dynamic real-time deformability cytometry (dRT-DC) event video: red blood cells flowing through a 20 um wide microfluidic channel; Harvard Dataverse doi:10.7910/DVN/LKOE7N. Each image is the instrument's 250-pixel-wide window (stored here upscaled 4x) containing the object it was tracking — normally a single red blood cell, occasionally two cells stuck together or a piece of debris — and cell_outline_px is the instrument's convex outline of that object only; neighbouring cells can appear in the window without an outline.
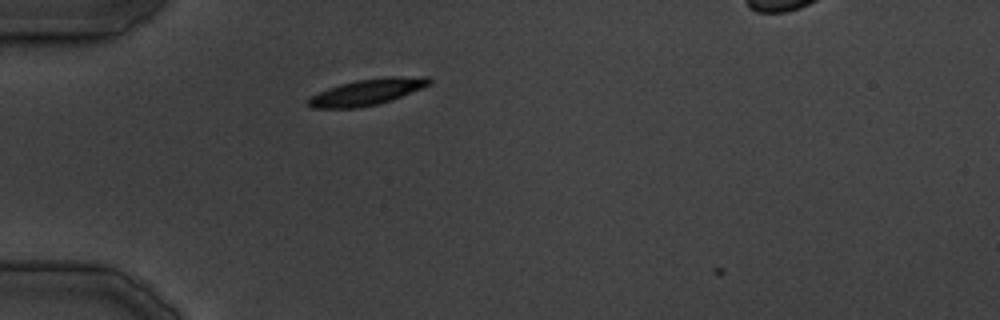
{"species": "common noctule bat (a hibernating species)", "species_latin": "Nyctalus noctula", "temperature_condition": "cold", "stored_images_in_passage": 3, "camera_frame_rate_fps": 3000, "um_per_image_px": 0.085, "animal": {"sex": "male", "body_mass_g": 19.5, "forearm_length_mm": 54.6}, "frame": {"image": 1, "passage_image": 2, "time_ms": 1.0, "image_size_px": [1000, 320], "cell_outline_px": [[432, 84], [424, 88], [392, 100], [380, 104], [356, 108], [312, 108], [304, 104], [312, 96], [328, 88], [340, 84], [356, 80], [384, 76], [428, 76], [432, 80]], "centroid_in_image_um": [31.27, 7.81], "position_along_channel_um": 53.7, "area_um2": 18.84}}